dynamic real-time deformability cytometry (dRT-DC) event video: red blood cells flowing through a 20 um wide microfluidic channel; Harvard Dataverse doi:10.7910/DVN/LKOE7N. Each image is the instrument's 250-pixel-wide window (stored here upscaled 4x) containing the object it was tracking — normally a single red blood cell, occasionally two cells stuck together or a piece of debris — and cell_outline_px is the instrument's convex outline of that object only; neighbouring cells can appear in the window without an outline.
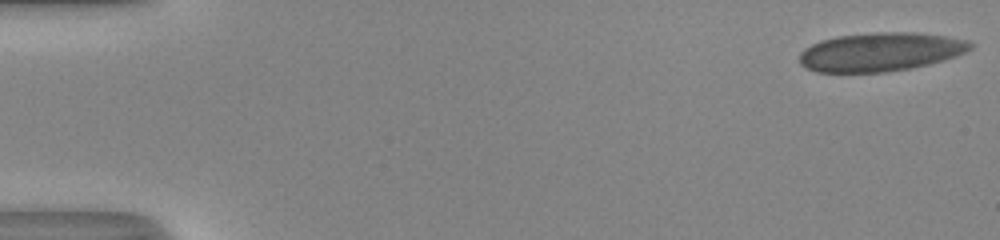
{"species": "human", "species_latin": "Homo sapiens", "temperature_condition": "room temperature", "stored_images_in_passage": 51, "camera_frame_rate_fps": 3000, "um_per_image_px": 0.085, "donor": {"sex": "male"}, "frame": {"image": 1, "passage_image": 1, "time_ms": 0.0, "image_size_px": [1000, 240], "cell_outline_px": [[972, 48], [956, 56], [928, 64], [908, 68], [884, 72], [816, 72], [804, 68], [800, 64], [800, 52], [804, 48], [820, 40], [836, 36], [872, 32], [916, 32], [944, 36], [968, 40], [972, 44]], "centroid_in_image_um": [74.79, 4.4], "position_along_channel_um": 10.2, "area_um2": 38.55}}
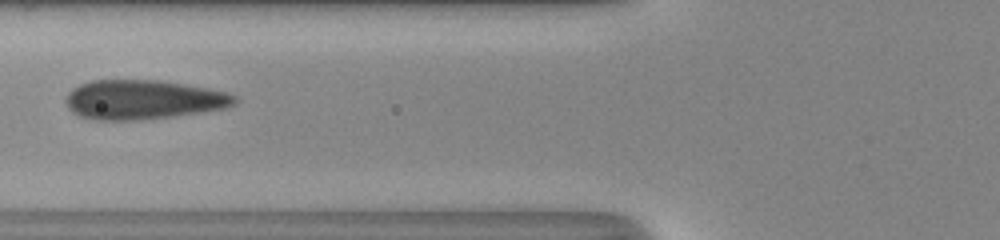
{"frame": {"image": 2, "passage_image": 21, "time_ms": 6.667, "image_size_px": [1000, 240], "cell_outline_px": [[240, 100], [236, 104], [224, 108], [204, 112], [176, 116], [144, 120], [96, 120], [76, 116], [68, 108], [64, 100], [68, 92], [72, 88], [80, 84], [92, 80], [160, 80], [208, 88], [228, 92], [236, 96]], "centroid_in_image_um": [12.17, 8.48], "position_along_channel_um": 113.6, "area_um2": 39.36}}
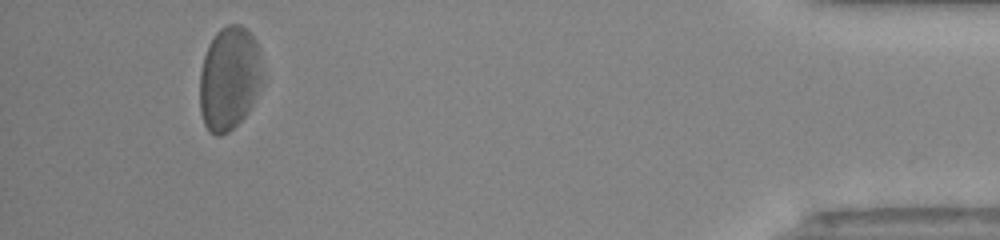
{"frame": {"image": 3, "passage_image": 48, "time_ms": 15.667, "image_size_px": [1000, 240], "cell_outline_px": [[264, 72], [252, 104], [248, 112], [228, 132], [220, 136], [216, 136], [208, 132], [204, 124], [200, 112], [200, 72], [204, 56], [208, 44], [216, 32], [220, 28], [228, 24], [240, 24], [256, 40], [260, 48]], "centroid_in_image_um": [19.48, 6.65], "position_along_channel_um": 415.7, "area_um2": 38.26}, "authors_computed_cell_mechanics": {"area_um2": 38.5526, "velocity_mm_per_s": 4.0901, "shape_relaxation_time_tau1_ms": 9.2107, "shape_relaxation_time_tau2_ms": 0.5729, "deformation_change_tau1": 0.1913, "deformation_change_tau2": 0.0298}}